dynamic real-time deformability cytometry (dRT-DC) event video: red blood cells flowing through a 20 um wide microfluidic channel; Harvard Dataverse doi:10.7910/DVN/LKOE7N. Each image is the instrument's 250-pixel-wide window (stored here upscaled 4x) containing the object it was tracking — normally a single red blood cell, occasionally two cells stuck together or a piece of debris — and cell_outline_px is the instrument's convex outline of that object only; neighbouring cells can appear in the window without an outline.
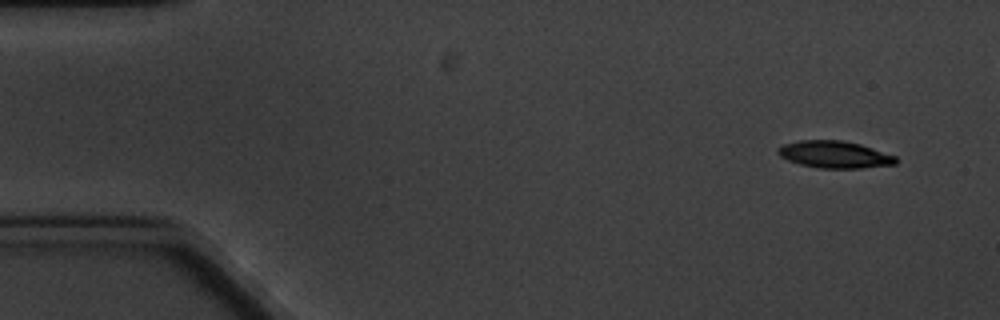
{"species": "common noctule bat (a hibernating species)", "species_latin": "Nyctalus noctula", "temperature_condition": "cold", "stored_images_in_passage": 6, "camera_frame_rate_fps": 3000, "um_per_image_px": 0.085, "animal": {"sex": "male", "body_mass_g": 20.1, "forearm_length_mm": 53.5}, "frame": {"image": 1, "passage_image": 1, "time_ms": 0.0, "image_size_px": [1000, 320], "cell_outline_px": [[896, 164], [864, 168], [816, 168], [800, 164], [788, 160], [780, 156], [776, 152], [776, 148], [784, 144], [800, 140], [844, 140], [860, 144], [896, 156]], "centroid_in_image_um": [70.91, 13.13], "position_along_channel_um": 14.1, "area_um2": 18.67}}